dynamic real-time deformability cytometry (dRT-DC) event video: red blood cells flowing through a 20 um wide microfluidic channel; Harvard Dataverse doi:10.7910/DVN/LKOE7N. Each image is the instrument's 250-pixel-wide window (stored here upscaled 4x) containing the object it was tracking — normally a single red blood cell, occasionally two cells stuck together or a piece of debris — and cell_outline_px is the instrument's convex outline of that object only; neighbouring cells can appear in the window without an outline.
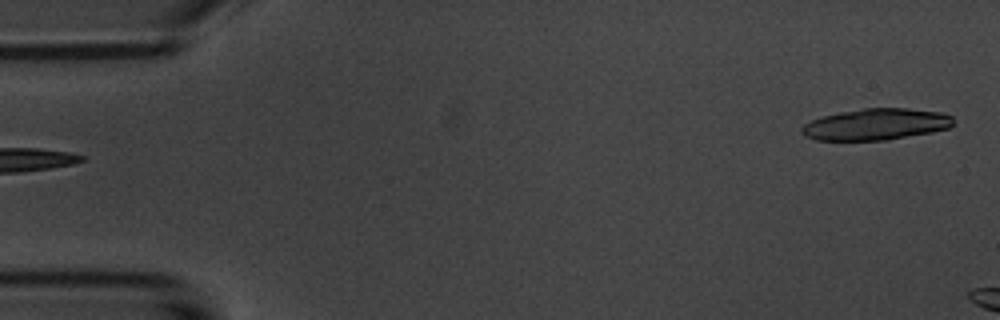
{"species": "common noctule bat (a hibernating species)", "species_latin": "Nyctalus noctula", "temperature_condition": "room temperature", "stored_images_in_passage": 5, "segment_of_instrument_passage": [2, 2], "camera_frame_rate_fps": 3000, "um_per_image_px": 0.085, "animal": {"sex": "male", "body_mass_g": 20.1, "forearm_length_mm": 53.5}, "frame": {"image": 1, "passage_image": 5, "time_ms": 4.667, "image_size_px": [1000, 320], "cell_outline_px": [[952, 124], [948, 128], [932, 132], [888, 140], [816, 140], [804, 136], [800, 132], [800, 128], [804, 124], [812, 120], [824, 116], [840, 112], [864, 108], [908, 108], [940, 112], [952, 116]], "centroid_in_image_um": [74.43, 10.57], "position_along_channel_um": 10.6, "area_um2": 27.74}}